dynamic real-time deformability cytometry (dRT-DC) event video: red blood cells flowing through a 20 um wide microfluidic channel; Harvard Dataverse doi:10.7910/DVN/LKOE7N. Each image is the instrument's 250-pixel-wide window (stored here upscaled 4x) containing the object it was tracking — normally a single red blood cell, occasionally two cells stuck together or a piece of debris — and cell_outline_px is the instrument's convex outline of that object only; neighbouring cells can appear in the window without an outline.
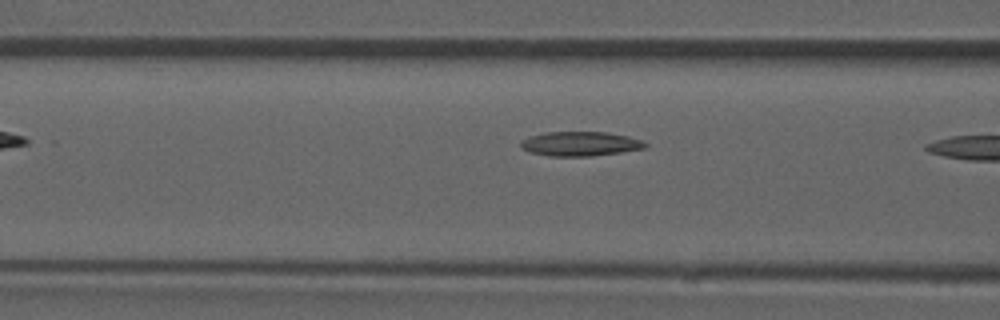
{"species": "common noctule bat (a hibernating species)", "species_latin": "Nyctalus noctula", "temperature_condition": "room temperature", "stored_images_in_passage": 9, "camera_frame_rate_fps": 3000, "um_per_image_px": 0.085, "animal": {"sex": "male", "forearm_length_mm": 52.5}, "frame": {"image": 1, "passage_image": 8, "time_ms": 2.333, "image_size_px": [1000, 320], "cell_outline_px": [[648, 148], [592, 156], [548, 156], [528, 152], [520, 148], [520, 140], [544, 132], [608, 132], [628, 136], [644, 140], [648, 144]], "centroid_in_image_um": [49.33, 12.22], "position_along_channel_um": 117.3, "area_um2": 17.98}}